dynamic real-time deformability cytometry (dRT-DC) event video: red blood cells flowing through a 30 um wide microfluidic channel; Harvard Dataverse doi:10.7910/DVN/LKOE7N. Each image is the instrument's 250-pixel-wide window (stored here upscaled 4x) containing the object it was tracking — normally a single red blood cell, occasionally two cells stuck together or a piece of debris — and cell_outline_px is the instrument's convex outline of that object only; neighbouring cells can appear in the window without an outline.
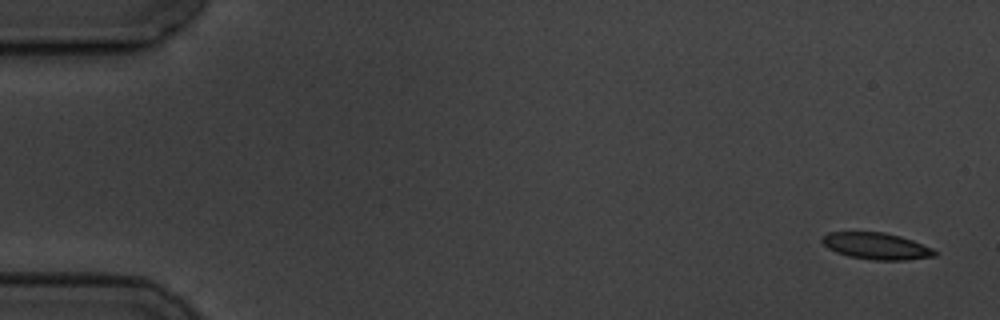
{"species": "common noctule bat (a hibernating species)", "species_latin": "Nyctalus noctula", "temperature_condition": "cold", "stored_images_in_passage": 6, "segment_of_instrument_passage": [1, 2], "camera_frame_rate_fps": 3000, "um_per_image_px": 0.085, "animal": {"sex": "male", "body_mass_g": 19.5, "forearm_length_mm": 54.6}, "frame": {"image": 1, "passage_image": 1, "time_ms": 0.0, "image_size_px": [1000, 320], "cell_outline_px": [[936, 256], [904, 260], [872, 260], [848, 256], [836, 252], [828, 248], [820, 240], [820, 236], [828, 232], [884, 232], [900, 236], [912, 240], [932, 248], [936, 252]], "centroid_in_image_um": [74.45, 20.91], "position_along_channel_um": 10.6, "area_um2": 17.51}}
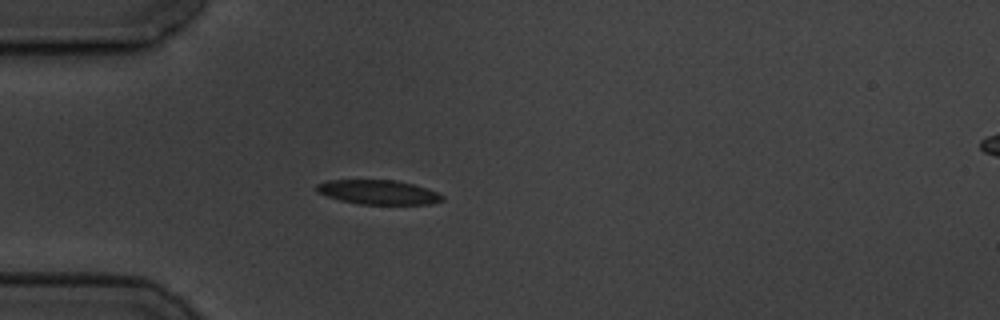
{"frame": {"image": 2, "passage_image": 5, "time_ms": 4.667, "image_size_px": [1000, 320], "cell_outline_px": [[444, 200], [428, 204], [360, 204], [340, 200], [316, 192], [316, 184], [328, 180], [396, 180], [412, 184], [436, 192], [444, 196]], "centroid_in_image_um": [32.12, 16.33], "position_along_channel_um": 52.9, "area_um2": 17.69}}